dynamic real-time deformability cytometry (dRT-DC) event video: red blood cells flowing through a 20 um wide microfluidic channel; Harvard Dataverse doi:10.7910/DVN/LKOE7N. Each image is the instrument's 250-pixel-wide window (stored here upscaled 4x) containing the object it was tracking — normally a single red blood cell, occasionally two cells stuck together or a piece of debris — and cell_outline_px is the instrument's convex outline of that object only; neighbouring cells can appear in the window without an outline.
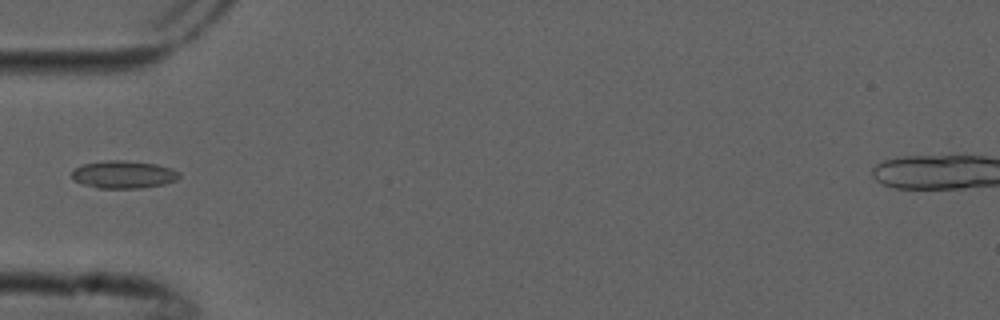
{"species": "common noctule bat (a hibernating species)", "species_latin": "Nyctalus noctula", "temperature_condition": "cold", "stored_images_in_passage": 8, "camera_frame_rate_fps": 3000, "um_per_image_px": 0.085, "animal": {"sex": "male", "forearm_length_mm": 52.5}, "frame": {"image": 1, "passage_image": 4, "time_ms": 1.0, "image_size_px": [1000, 320], "cell_outline_px": [[180, 176], [176, 180], [164, 184], [140, 188], [96, 188], [72, 180], [72, 168], [84, 164], [108, 160], [124, 160], [156, 164], [172, 168], [180, 172]], "centroid_in_image_um": [10.49, 14.83], "position_along_channel_um": 74.5, "area_um2": 17.4}}
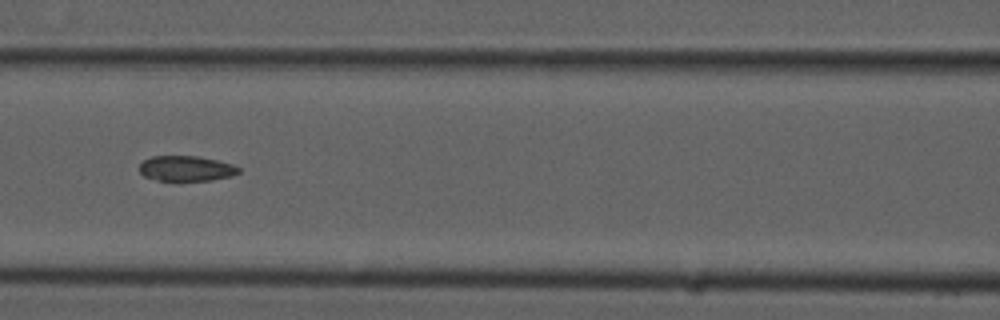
{"frame": {"image": 2, "passage_image": 6, "time_ms": 1.667, "image_size_px": [1000, 320], "cell_outline_px": [[240, 172], [232, 176], [212, 180], [160, 180], [144, 176], [140, 172], [140, 164], [144, 160], [152, 156], [200, 156], [232, 164], [240, 168]], "centroid_in_image_um": [15.85, 14.31], "position_along_channel_um": 150.7, "area_um2": 14.51}}
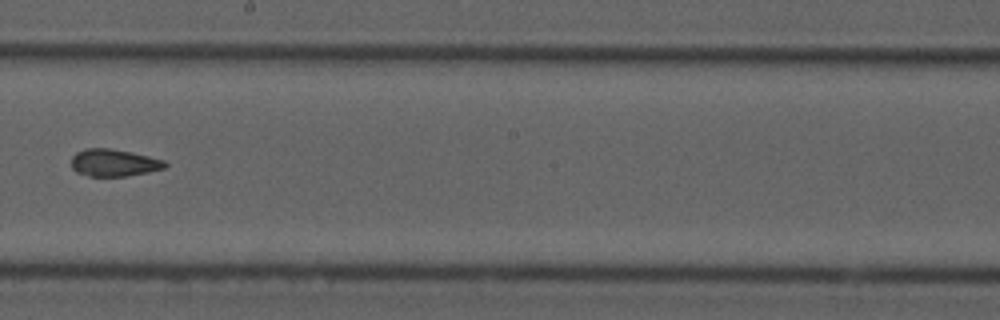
{"frame": {"image": 3, "passage_image": 8, "time_ms": 2.333, "image_size_px": [1000, 320], "cell_outline_px": [[168, 164], [164, 168], [148, 172], [124, 176], [88, 176], [76, 172], [72, 168], [72, 156], [76, 152], [84, 148], [108, 148], [132, 152], [164, 160]], "centroid_in_image_um": [9.66, 13.83], "position_along_channel_um": 238.5, "area_um2": 14.85}}